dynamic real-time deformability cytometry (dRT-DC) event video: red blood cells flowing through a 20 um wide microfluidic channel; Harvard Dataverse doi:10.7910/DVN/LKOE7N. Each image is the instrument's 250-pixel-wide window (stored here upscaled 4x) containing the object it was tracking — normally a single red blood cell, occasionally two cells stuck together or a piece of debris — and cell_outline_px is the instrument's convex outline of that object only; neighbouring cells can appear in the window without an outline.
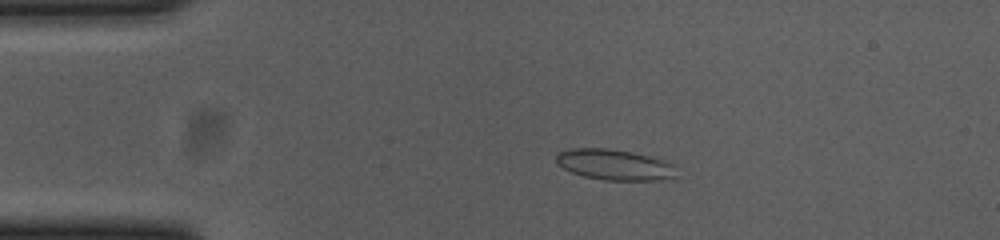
{"species": "common noctule bat (a hibernating species)", "species_latin": "Nyctalus noctula", "temperature_condition": "cold", "stored_images_in_passage": 55, "camera_frame_rate_fps": 3000, "um_per_image_px": 0.085, "animal": {"sex": "female", "body_mass_g": 23.0, "forearm_length_mm": 53.4}, "frame": {"image": 1, "passage_image": 11, "time_ms": 3.333, "image_size_px": [1000, 240], "cell_outline_px": [[676, 180], [604, 180], [584, 176], [572, 172], [556, 164], [556, 156], [560, 152], [568, 148], [608, 148], [632, 152], [648, 156], [672, 164]], "centroid_in_image_um": [52.21, 14.0], "position_along_channel_um": 32.8, "area_um2": 21.44}}
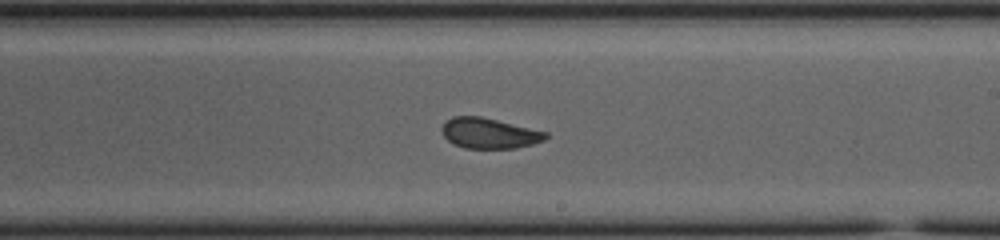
{"frame": {"image": 2, "passage_image": 32, "time_ms": 10.333, "image_size_px": [1000, 240], "cell_outline_px": [[548, 136], [544, 140], [532, 144], [516, 148], [464, 148], [448, 140], [444, 136], [440, 128], [452, 116], [480, 116], [548, 132]], "centroid_in_image_um": [41.59, 11.32], "position_along_channel_um": 247.4, "area_um2": 18.26}}
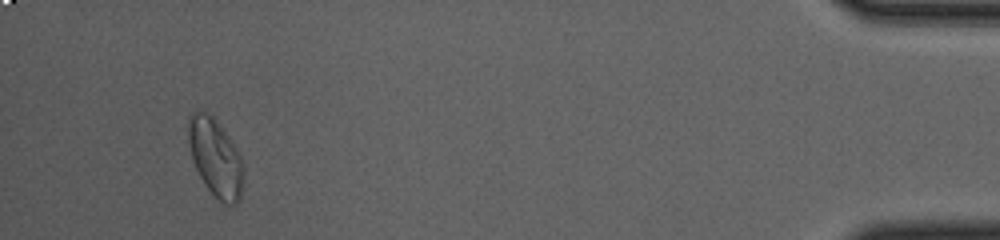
{"frame": {"image": 3, "passage_image": 52, "time_ms": 17.0, "image_size_px": [1000, 240], "cell_outline_px": [[244, 176], [240, 200], [236, 204], [224, 204], [204, 184], [192, 160], [188, 140], [188, 116], [192, 112], [208, 112], [212, 116], [228, 136], [236, 148], [244, 164]], "centroid_in_image_um": [18.32, 13.41], "position_along_channel_um": 416.9, "area_um2": 24.91}, "authors_computed_cell_mechanics": {"area_um2": 20.23, "velocity_mm_per_s": 3.6649, "shape_relaxation_time_tau1_ms": null, "shape_relaxation_time_tau2_ms": 1.3965, "deformation_change_tau1": null, "deformation_change_tau2": 0.0553}}